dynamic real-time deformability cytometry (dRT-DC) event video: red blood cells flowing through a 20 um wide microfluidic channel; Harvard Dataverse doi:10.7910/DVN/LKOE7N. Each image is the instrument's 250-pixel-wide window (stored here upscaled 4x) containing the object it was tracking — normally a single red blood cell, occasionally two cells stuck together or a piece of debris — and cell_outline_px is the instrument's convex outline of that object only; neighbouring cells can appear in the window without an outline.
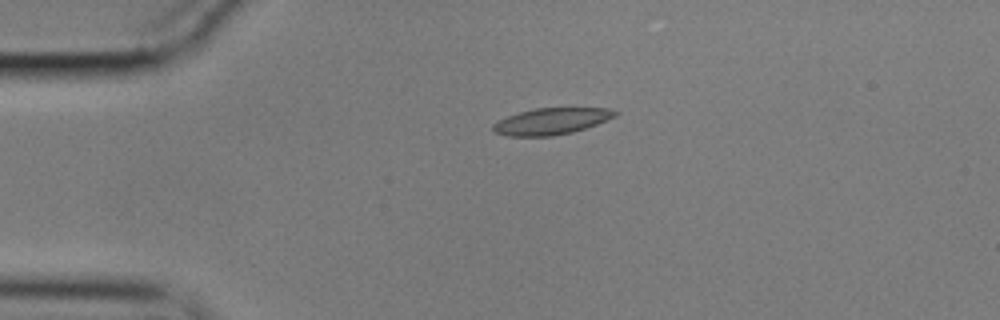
{"species": "common noctule bat (a hibernating species)", "species_latin": "Nyctalus noctula", "temperature_condition": "cold", "stored_images_in_passage": 44, "camera_frame_rate_fps": 3000, "um_per_image_px": 0.085, "animal": {"sex": "male", "body_mass_g": 17.9}, "frame": {"image": 1, "passage_image": 1, "time_ms": 0.0, "image_size_px": [1000, 320], "cell_outline_px": [[620, 112], [616, 116], [596, 124], [572, 132], [552, 136], [508, 136], [492, 132], [492, 124], [496, 120], [520, 112], [536, 108], [608, 108]], "centroid_in_image_um": [46.82, 10.31], "position_along_channel_um": 38.2, "area_um2": 18.84}}
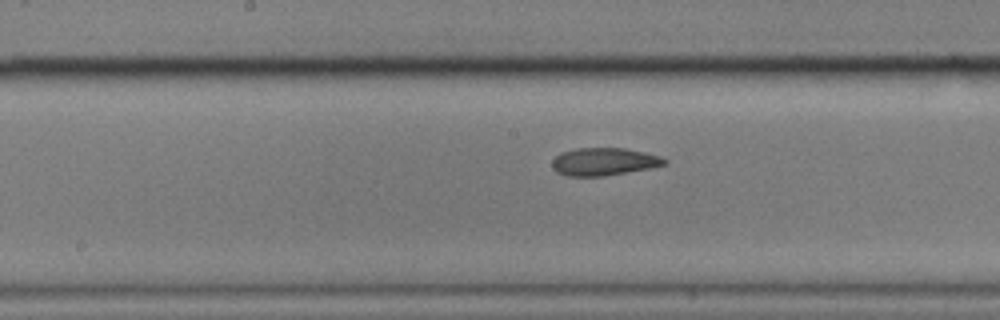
{"frame": {"image": 2, "passage_image": 17, "time_ms": 5.333, "image_size_px": [1000, 320], "cell_outline_px": [[668, 164], [652, 168], [604, 176], [568, 176], [556, 172], [552, 168], [552, 160], [560, 152], [576, 148], [624, 148], [644, 152], [660, 156], [668, 160]], "centroid_in_image_um": [51.34, 13.74], "position_along_channel_um": 196.9, "area_um2": 18.32}}
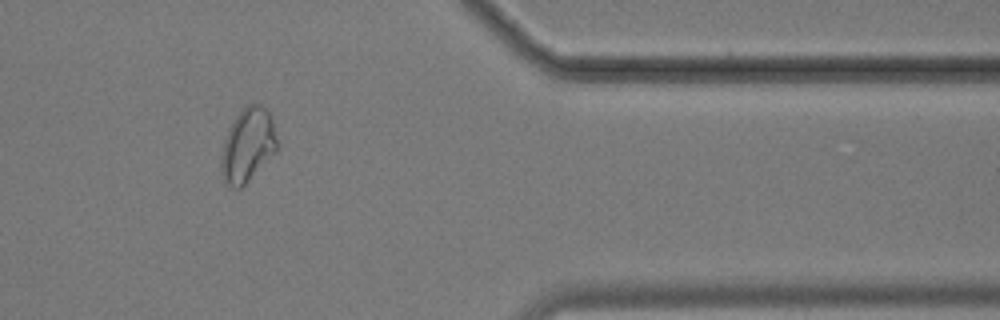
{"frame": {"image": 3, "passage_image": 35, "time_ms": 11.333, "image_size_px": [1000, 320], "cell_outline_px": [[280, 144], [276, 152], [240, 188], [232, 188], [224, 180], [220, 172], [220, 160], [224, 140], [228, 128], [236, 116], [248, 104], [260, 104], [272, 116]], "centroid_in_image_um": [21.08, 12.33], "position_along_channel_um": 390.3, "area_um2": 24.22}, "authors_computed_cell_mechanics": {"area_um2": 18.8717, "velocity_mm_per_s": 3.5713, "shape_relaxation_time_tau1_ms": null, "shape_relaxation_time_tau2_ms": 3.1733, "deformation_change_tau1": null, "deformation_change_tau2": 0.0877}}